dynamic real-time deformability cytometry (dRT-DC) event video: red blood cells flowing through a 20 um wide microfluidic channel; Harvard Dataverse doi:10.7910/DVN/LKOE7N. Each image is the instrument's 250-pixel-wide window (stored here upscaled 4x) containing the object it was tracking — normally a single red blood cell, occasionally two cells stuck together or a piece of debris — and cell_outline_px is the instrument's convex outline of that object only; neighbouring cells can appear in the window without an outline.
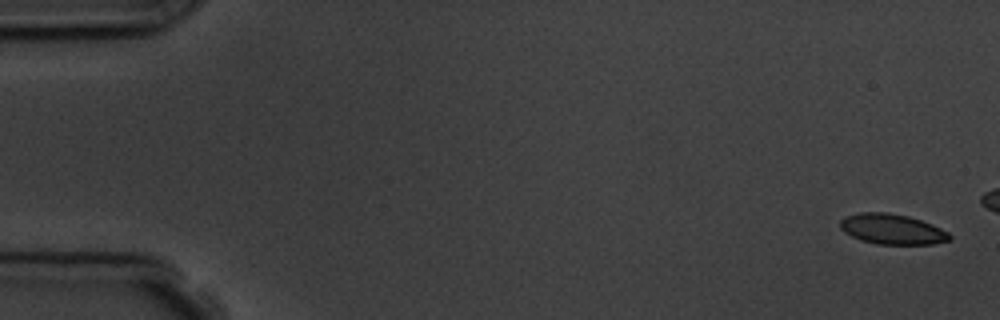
{"species": "common noctule bat (a hibernating species)", "species_latin": "Nyctalus noctula", "temperature_condition": "room temperature", "stored_images_in_passage": 5, "camera_frame_rate_fps": 3000, "um_per_image_px": 0.085, "animal": {"sex": "male", "body_mass_g": 19.5, "forearm_length_mm": 54.6}, "frame": {"image": 1, "passage_image": 1, "time_ms": 0.0, "image_size_px": [1000, 320], "cell_outline_px": [[952, 240], [932, 244], [876, 244], [860, 240], [844, 232], [840, 228], [840, 220], [844, 216], [860, 212], [888, 212], [908, 216], [932, 224], [948, 232], [952, 236]], "centroid_in_image_um": [75.82, 19.47], "position_along_channel_um": 9.2, "area_um2": 19.48}}